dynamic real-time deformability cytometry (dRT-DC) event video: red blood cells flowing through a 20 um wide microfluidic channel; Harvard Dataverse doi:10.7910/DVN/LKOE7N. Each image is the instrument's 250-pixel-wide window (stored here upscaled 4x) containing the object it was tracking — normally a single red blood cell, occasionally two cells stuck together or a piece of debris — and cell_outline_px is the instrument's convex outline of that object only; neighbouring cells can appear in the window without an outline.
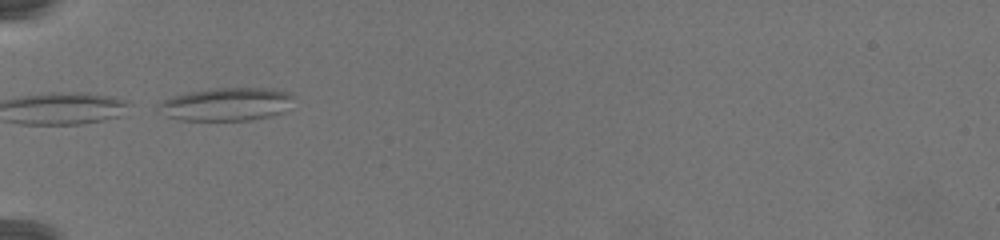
{"species": "common noctule bat (a hibernating species)", "species_latin": "Nyctalus noctula", "temperature_condition": "warm", "stored_images_in_passage": 3, "camera_frame_rate_fps": 3000, "um_per_image_px": 0.085, "animal": {"sex": "female", "body_mass_g": 19.5, "forearm_length_mm": 54.1}, "frame": {"image": 1, "passage_image": 1, "time_ms": 0.0, "image_size_px": [1000, 240], "cell_outline_px": [[292, 96], [284, 112], [268, 116], [248, 120], [180, 120], [164, 116], [156, 108], [156, 104], [160, 100], [172, 96], [192, 92], [216, 88], [272, 88], [292, 92]], "centroid_in_image_um": [19.17, 8.86], "position_along_channel_um": 65.8, "area_um2": 26.07}}